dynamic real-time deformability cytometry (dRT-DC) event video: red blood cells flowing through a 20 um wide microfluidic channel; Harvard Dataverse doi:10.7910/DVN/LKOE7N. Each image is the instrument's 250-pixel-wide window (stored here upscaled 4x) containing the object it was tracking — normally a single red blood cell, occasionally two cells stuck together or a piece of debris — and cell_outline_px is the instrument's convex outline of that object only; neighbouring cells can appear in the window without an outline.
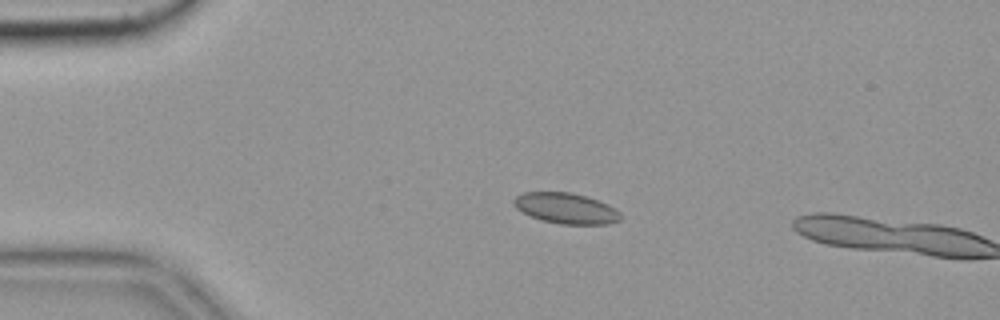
{"species": "common noctule bat (a hibernating species)", "species_latin": "Nyctalus noctula", "temperature_condition": "cold", "stored_images_in_passage": 14, "camera_frame_rate_fps": 3000, "um_per_image_px": 0.085, "animal": {"sex": "female", "body_mass_g": 19.9}, "frame": {"image": 1, "passage_image": 12, "time_ms": 3.667, "image_size_px": [1000, 320], "cell_outline_px": [[620, 220], [608, 224], [560, 224], [540, 220], [516, 208], [512, 204], [512, 200], [516, 196], [524, 192], [572, 192], [588, 196], [608, 204], [616, 208], [620, 212]], "centroid_in_image_um": [48.12, 17.69], "position_along_channel_um": 36.9, "area_um2": 19.25}}